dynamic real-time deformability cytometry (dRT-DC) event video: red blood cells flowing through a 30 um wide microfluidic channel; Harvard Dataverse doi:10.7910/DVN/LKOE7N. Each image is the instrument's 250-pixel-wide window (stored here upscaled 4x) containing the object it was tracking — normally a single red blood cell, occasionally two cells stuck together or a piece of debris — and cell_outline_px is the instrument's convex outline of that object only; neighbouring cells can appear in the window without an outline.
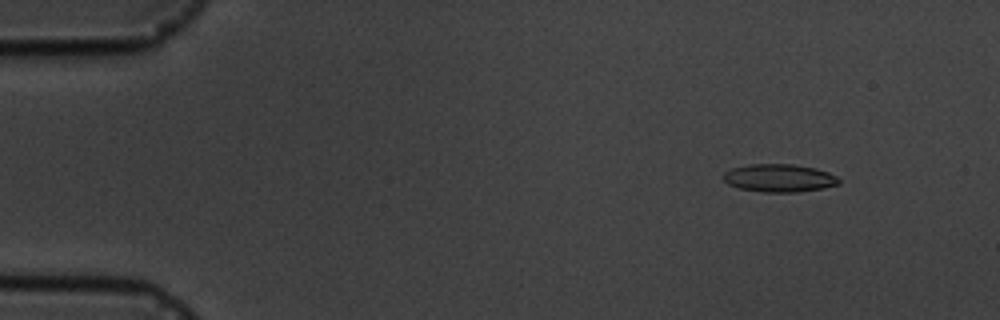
{"species": "common noctule bat (a hibernating species)", "species_latin": "Nyctalus noctula", "temperature_condition": "cold", "stored_images_in_passage": 4, "camera_frame_rate_fps": 3000, "um_per_image_px": 0.085, "animal": {"sex": "male", "body_mass_g": 19.5, "forearm_length_mm": 54.6}, "frame": {"image": 1, "passage_image": 2, "time_ms": 1.0, "image_size_px": [1000, 320], "cell_outline_px": [[840, 184], [820, 188], [796, 192], [764, 192], [740, 188], [728, 184], [724, 180], [724, 172], [732, 168], [752, 164], [792, 164], [816, 168], [828, 172], [836, 176], [840, 180]], "centroid_in_image_um": [66.24, 15.13], "position_along_channel_um": 18.8, "area_um2": 18.61}}